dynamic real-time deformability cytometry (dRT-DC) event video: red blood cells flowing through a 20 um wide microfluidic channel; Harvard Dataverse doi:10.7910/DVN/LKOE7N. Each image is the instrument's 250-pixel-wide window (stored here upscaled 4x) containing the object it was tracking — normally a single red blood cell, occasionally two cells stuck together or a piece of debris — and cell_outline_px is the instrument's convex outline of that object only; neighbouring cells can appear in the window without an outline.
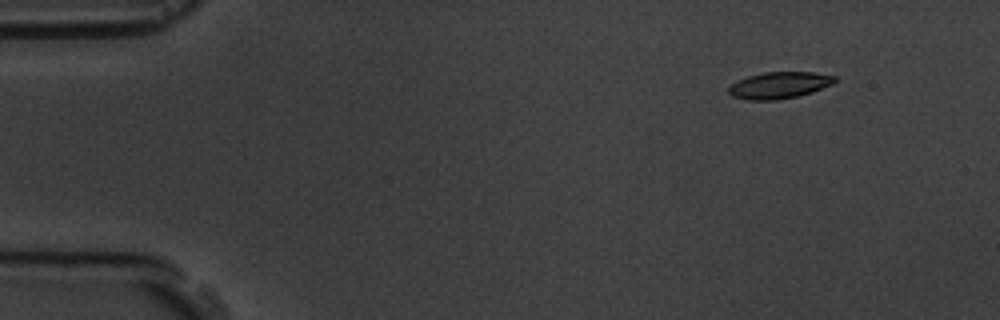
{"species": "common noctule bat (a hibernating species)", "species_latin": "Nyctalus noctula", "temperature_condition": "room temperature", "stored_images_in_passage": 4, "camera_frame_rate_fps": 3000, "um_per_image_px": 0.085, "animal": {"sex": "male", "body_mass_g": 19.5, "forearm_length_mm": 54.6}, "frame": {"image": 1, "passage_image": 2, "time_ms": 1.333, "image_size_px": [1000, 320], "cell_outline_px": [[836, 80], [832, 84], [812, 92], [800, 96], [776, 100], [748, 100], [732, 96], [728, 92], [728, 88], [736, 80], [748, 76], [764, 72], [816, 72], [836, 76]], "centroid_in_image_um": [66.23, 7.24], "position_along_channel_um": 18.8, "area_um2": 16.59}}